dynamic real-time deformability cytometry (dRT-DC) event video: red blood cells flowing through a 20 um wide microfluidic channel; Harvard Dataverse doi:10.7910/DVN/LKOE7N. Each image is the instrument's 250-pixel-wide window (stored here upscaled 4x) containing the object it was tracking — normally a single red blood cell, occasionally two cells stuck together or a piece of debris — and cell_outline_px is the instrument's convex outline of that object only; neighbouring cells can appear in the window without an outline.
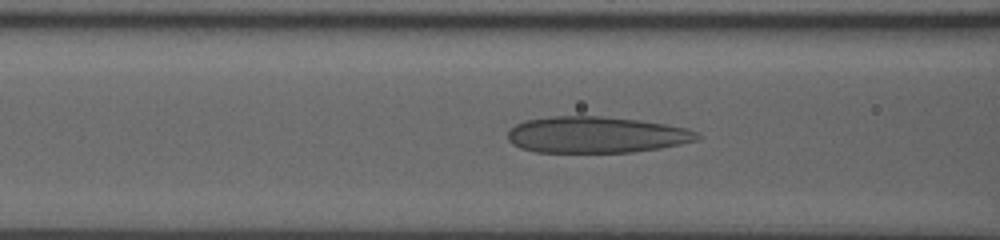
{"species": "human", "species_latin": "Homo sapiens", "temperature_condition": "room temperature", "stored_images_in_passage": 28, "camera_frame_rate_fps": 3000, "um_per_image_px": 0.085, "donor": {"sex": "male"}, "frame": {"image": 1, "passage_image": 19, "time_ms": 5.333, "image_size_px": [1000, 240], "cell_outline_px": [[700, 136], [696, 140], [680, 144], [660, 148], [632, 152], [536, 152], [520, 148], [512, 144], [508, 140], [508, 132], [516, 124], [524, 120], [552, 116], [604, 116], [640, 120], [664, 124], [684, 128], [696, 132]], "centroid_in_image_um": [50.63, 11.45], "position_along_channel_um": 116.0, "area_um2": 40.06}}
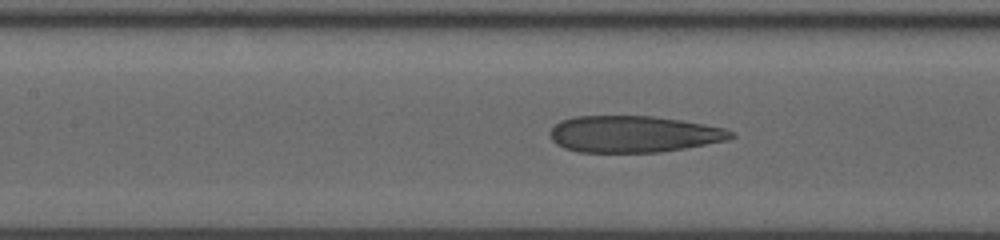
{"frame": {"image": 2, "passage_image": 23, "time_ms": 6.333, "image_size_px": [1000, 240], "cell_outline_px": [[736, 136], [724, 140], [684, 148], [660, 152], [580, 152], [564, 148], [556, 144], [552, 140], [548, 132], [560, 120], [572, 116], [652, 116], [680, 120], [704, 124], [724, 128], [736, 132]], "centroid_in_image_um": [53.81, 11.39], "position_along_channel_um": 153.6, "area_um2": 38.55}}
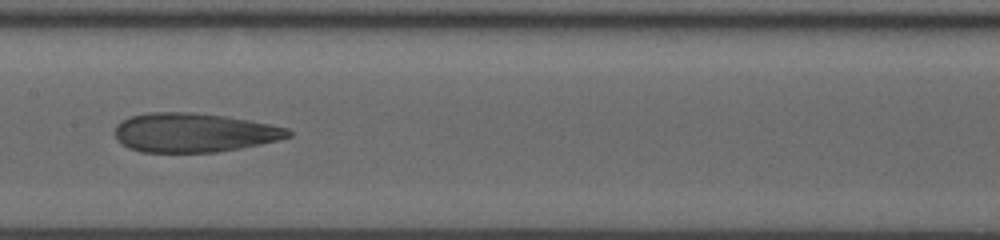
{"frame": {"image": 3, "passage_image": 27, "time_ms": 7.333, "image_size_px": [1000, 240], "cell_outline_px": [[292, 136], [280, 140], [240, 148], [216, 152], [140, 152], [128, 148], [120, 144], [116, 140], [116, 124], [120, 120], [132, 116], [148, 112], [196, 112], [224, 116], [248, 120], [288, 128], [292, 132]], "centroid_in_image_um": [16.45, 11.27], "position_along_channel_um": 190.9, "area_um2": 39.71}}